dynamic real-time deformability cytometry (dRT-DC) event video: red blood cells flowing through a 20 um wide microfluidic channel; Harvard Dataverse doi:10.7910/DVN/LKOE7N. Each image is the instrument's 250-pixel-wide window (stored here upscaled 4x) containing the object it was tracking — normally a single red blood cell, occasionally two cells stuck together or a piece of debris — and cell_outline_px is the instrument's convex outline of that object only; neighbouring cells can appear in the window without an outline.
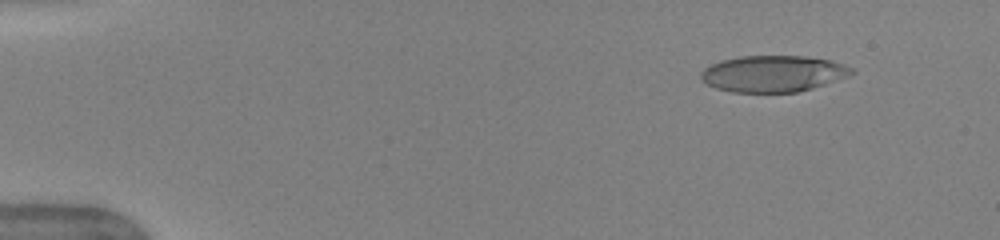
{"species": "human", "species_latin": "Homo sapiens", "temperature_condition": "warm", "stored_images_in_passage": 51, "camera_frame_rate_fps": 3000, "um_per_image_px": 0.085, "donor": {"sex": "female"}, "frame": {"image": 1, "passage_image": 6, "time_ms": 1.667, "image_size_px": [1000, 240], "cell_outline_px": [[856, 72], [848, 76], [812, 88], [796, 92], [732, 92], [716, 88], [700, 80], [700, 72], [704, 68], [720, 60], [740, 56], [804, 56], [832, 60], [852, 68]], "centroid_in_image_um": [65.69, 6.26], "position_along_channel_um": 19.3, "area_um2": 31.96}}
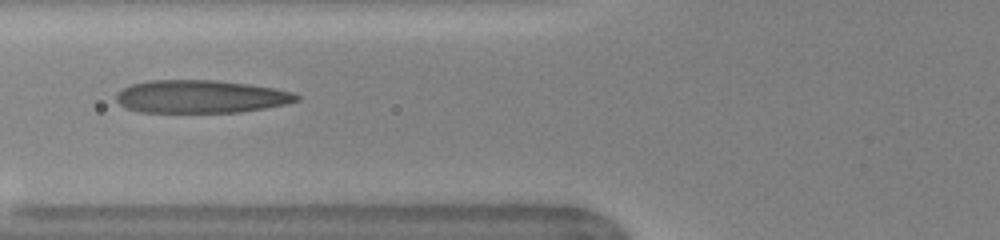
{"frame": {"image": 2, "passage_image": 21, "time_ms": 6.667, "image_size_px": [1000, 240], "cell_outline_px": [[300, 100], [284, 104], [264, 108], [240, 112], [140, 112], [124, 108], [116, 100], [116, 92], [132, 84], [148, 80], [216, 80], [248, 84], [272, 88], [292, 92], [300, 96]], "centroid_in_image_um": [17.02, 8.21], "position_along_channel_um": 108.8, "area_um2": 34.56}}
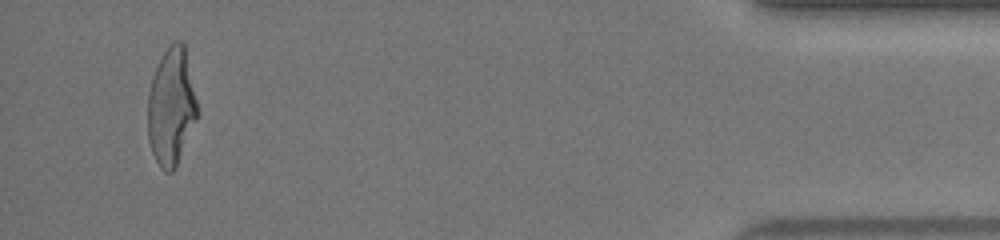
{"frame": {"image": 3, "passage_image": 49, "time_ms": 16.0, "image_size_px": [1000, 240], "cell_outline_px": [[196, 120], [176, 168], [172, 172], [164, 172], [160, 168], [152, 152], [148, 140], [148, 92], [152, 76], [164, 52], [176, 40], [180, 40], [184, 44], [196, 100]], "centroid_in_image_um": [14.54, 9.12], "position_along_channel_um": 420.7, "area_um2": 33.47}, "authors_computed_cell_mechanics": {"area_um2": 34.3332, "velocity_mm_per_s": 4.0185, "shape_relaxation_time_tau1_ms": 4.7114, "shape_relaxation_time_tau2_ms": 0.9357, "deformation_change_tau1": 0.2294, "deformation_change_tau2": 0.1142}}